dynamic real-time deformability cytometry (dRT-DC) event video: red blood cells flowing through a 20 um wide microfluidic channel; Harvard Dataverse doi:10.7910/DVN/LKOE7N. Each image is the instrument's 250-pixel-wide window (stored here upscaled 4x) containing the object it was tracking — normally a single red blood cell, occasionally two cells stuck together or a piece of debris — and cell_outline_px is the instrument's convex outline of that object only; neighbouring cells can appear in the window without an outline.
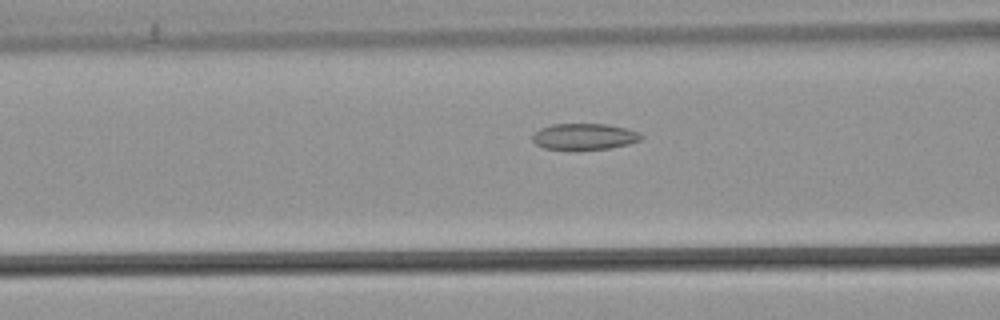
{"species": "common noctule bat (a hibernating species)", "species_latin": "Nyctalus noctula", "temperature_condition": "warm", "stored_images_in_passage": 37, "camera_frame_rate_fps": 3000, "um_per_image_px": 0.085, "animal": {"sex": "male", "body_mass_g": 21.5, "forearm_length_mm": 52.0}, "frame": {"image": 1, "passage_image": 5, "time_ms": 1.333, "image_size_px": [1000, 320], "cell_outline_px": [[644, 136], [640, 140], [628, 144], [608, 148], [544, 148], [536, 144], [532, 140], [532, 136], [540, 128], [552, 124], [608, 124], [628, 128], [640, 132]], "centroid_in_image_um": [49.71, 11.57], "position_along_channel_um": 116.9, "area_um2": 16.3}}
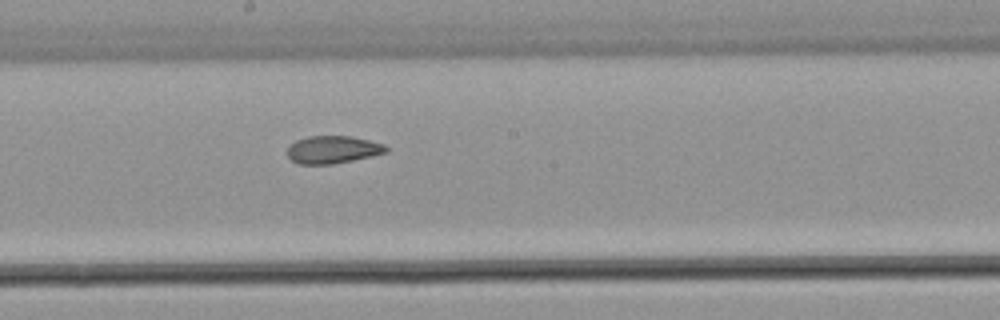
{"frame": {"image": 2, "passage_image": 13, "time_ms": 4.0, "image_size_px": [1000, 320], "cell_outline_px": [[388, 152], [372, 156], [332, 164], [300, 164], [292, 160], [288, 156], [288, 148], [296, 140], [308, 136], [352, 136], [384, 144], [388, 148]], "centroid_in_image_um": [28.31, 12.71], "position_along_channel_um": 219.9, "area_um2": 15.78}}
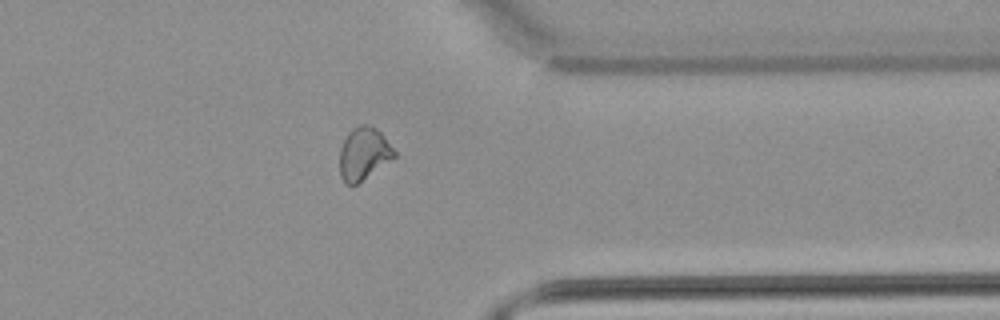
{"frame": {"image": 3, "passage_image": 26, "time_ms": 8.333, "image_size_px": [1000, 320], "cell_outline_px": [[396, 156], [356, 184], [344, 184], [340, 176], [340, 148], [348, 132], [352, 128], [360, 124], [368, 124], [376, 128], [384, 136], [396, 152]], "centroid_in_image_um": [30.9, 13.04], "position_along_channel_um": 380.5, "area_um2": 16.59}, "authors_computed_cell_mechanics": {"area_um2": 16.5308, "velocity_mm_per_s": 3.8657, "shape_relaxation_time_tau1_ms": null, "shape_relaxation_time_tau2_ms": 2.2257, "deformation_change_tau1": null, "deformation_change_tau2": 0.0779}}